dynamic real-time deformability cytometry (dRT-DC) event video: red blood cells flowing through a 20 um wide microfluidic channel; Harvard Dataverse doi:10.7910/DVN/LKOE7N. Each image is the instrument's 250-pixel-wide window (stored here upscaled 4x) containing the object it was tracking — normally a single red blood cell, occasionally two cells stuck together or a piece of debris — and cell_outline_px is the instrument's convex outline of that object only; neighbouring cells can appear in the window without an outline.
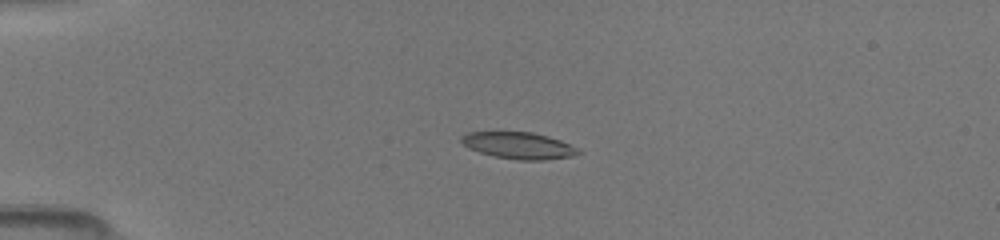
{"species": "common noctule bat (a hibernating species)", "species_latin": "Nyctalus noctula", "temperature_condition": "room temperature", "stored_images_in_passage": 5, "camera_frame_rate_fps": 3000, "um_per_image_px": 0.085, "animal": {"sex": "female", "body_mass_g": 19.5, "forearm_length_mm": 54.1}, "frame": {"image": 1, "passage_image": 1, "time_ms": 0.0, "image_size_px": [1000, 240], "cell_outline_px": [[584, 152], [572, 156], [544, 160], [520, 160], [496, 156], [480, 152], [468, 148], [460, 140], [460, 136], [468, 132], [532, 132], [548, 136], [560, 140]], "centroid_in_image_um": [44.09, 12.36], "position_along_channel_um": 40.9, "area_um2": 18.03}}
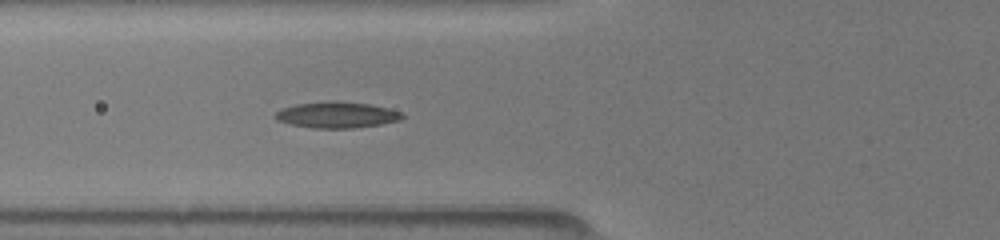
{"frame": {"image": 2, "passage_image": 5, "time_ms": 2.333, "image_size_px": [1000, 240], "cell_outline_px": [[404, 116], [400, 120], [380, 124], [352, 128], [312, 128], [292, 124], [276, 120], [276, 112], [280, 108], [296, 104], [332, 100], [336, 100], [372, 104], [388, 108], [400, 112]], "centroid_in_image_um": [28.62, 9.75], "position_along_channel_um": 97.2, "area_um2": 19.36}}